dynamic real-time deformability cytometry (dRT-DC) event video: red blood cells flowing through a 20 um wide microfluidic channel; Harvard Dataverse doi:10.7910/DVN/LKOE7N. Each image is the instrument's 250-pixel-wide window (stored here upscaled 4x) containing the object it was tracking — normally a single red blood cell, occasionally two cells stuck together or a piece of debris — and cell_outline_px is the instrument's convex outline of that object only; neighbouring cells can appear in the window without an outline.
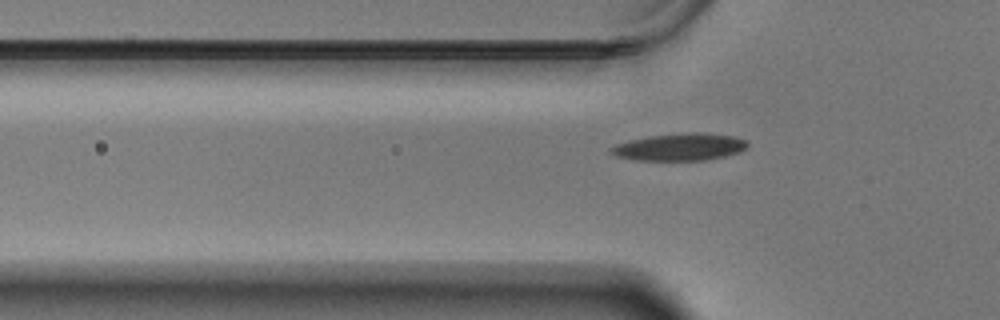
{"species": "Egyptian fruit bat (a non-hibernating species)", "species_latin": "Rousettus aegyptiacus", "temperature_condition": "warm", "stored_images_in_passage": 44, "camera_frame_rate_fps": 3000, "um_per_image_px": 0.085, "animal": {"sex": "male"}, "frame": {"image": 1, "passage_image": 10, "time_ms": 3.0, "image_size_px": [1000, 320], "cell_outline_px": [[748, 144], [740, 152], [724, 156], [704, 160], [636, 160], [616, 156], [608, 152], [608, 148], [616, 144], [628, 140], [648, 136], [688, 132], [700, 132], [732, 136], [748, 140]], "centroid_in_image_um": [57.74, 12.49], "position_along_channel_um": 68.1, "area_um2": 21.73}}
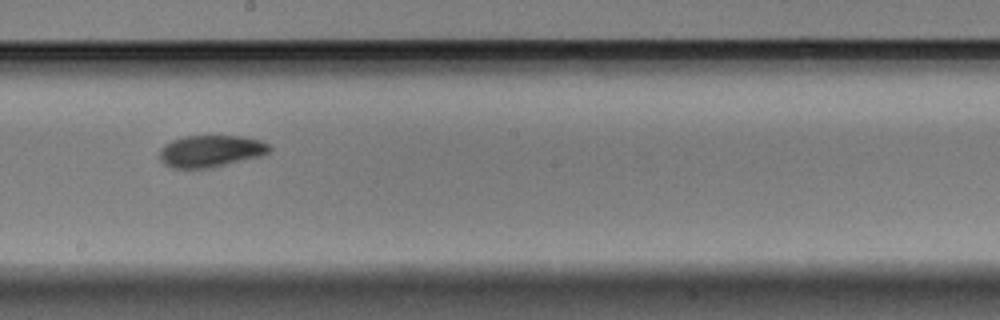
{"frame": {"image": 2, "passage_image": 24, "time_ms": 7.667, "image_size_px": [1000, 320], "cell_outline_px": [[272, 148], [268, 152], [260, 156], [212, 168], [172, 168], [164, 164], [160, 160], [160, 148], [164, 144], [172, 140], [184, 136], [244, 136], [260, 140], [268, 144]], "centroid_in_image_um": [17.89, 12.84], "position_along_channel_um": 230.3, "area_um2": 20.52}}
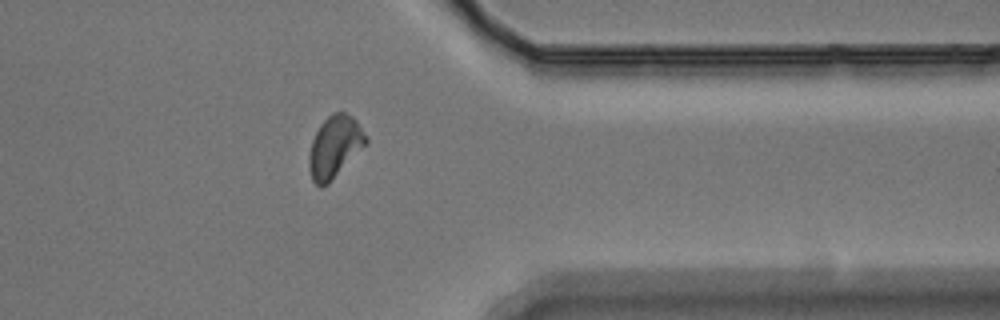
{"frame": {"image": 3, "passage_image": 38, "time_ms": 12.333, "image_size_px": [1000, 320], "cell_outline_px": [[368, 144], [328, 184], [320, 188], [312, 180], [308, 164], [308, 156], [312, 140], [320, 124], [332, 112], [344, 112], [352, 116], [356, 120], [368, 140]], "centroid_in_image_um": [28.45, 12.49], "position_along_channel_um": 383.0, "area_um2": 20.63}}